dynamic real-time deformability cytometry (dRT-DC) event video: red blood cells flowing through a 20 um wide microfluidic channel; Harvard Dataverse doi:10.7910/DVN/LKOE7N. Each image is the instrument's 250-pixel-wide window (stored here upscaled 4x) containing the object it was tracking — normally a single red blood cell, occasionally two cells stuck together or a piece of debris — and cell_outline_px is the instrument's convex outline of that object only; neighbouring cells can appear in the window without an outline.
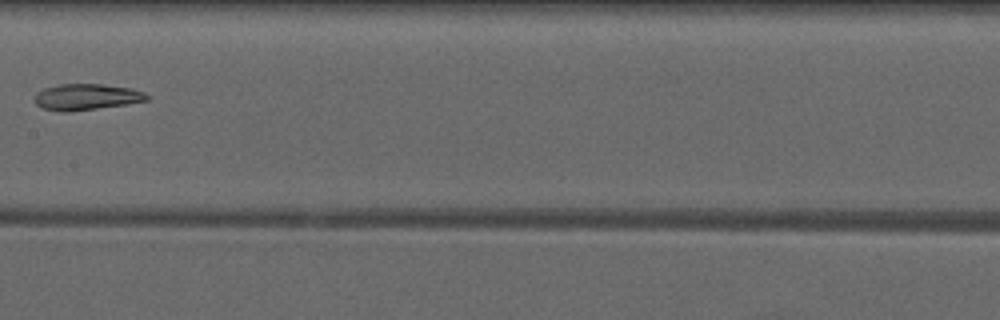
{"species": "common noctule bat (a hibernating species)", "species_latin": "Nyctalus noctula", "temperature_condition": "warm", "stored_images_in_passage": 8, "camera_frame_rate_fps": 3000, "um_per_image_px": 0.085, "animal": {"sex": "male", "forearm_length_mm": 52.5}, "frame": {"image": 1, "passage_image": 8, "time_ms": 8.333, "image_size_px": [1000, 320], "cell_outline_px": [[152, 96], [148, 100], [128, 104], [64, 112], [60, 112], [44, 108], [36, 104], [36, 92], [44, 88], [60, 84], [100, 84], [132, 88], [144, 92]], "centroid_in_image_um": [7.39, 8.23], "position_along_channel_um": 200.0, "area_um2": 17.05}}